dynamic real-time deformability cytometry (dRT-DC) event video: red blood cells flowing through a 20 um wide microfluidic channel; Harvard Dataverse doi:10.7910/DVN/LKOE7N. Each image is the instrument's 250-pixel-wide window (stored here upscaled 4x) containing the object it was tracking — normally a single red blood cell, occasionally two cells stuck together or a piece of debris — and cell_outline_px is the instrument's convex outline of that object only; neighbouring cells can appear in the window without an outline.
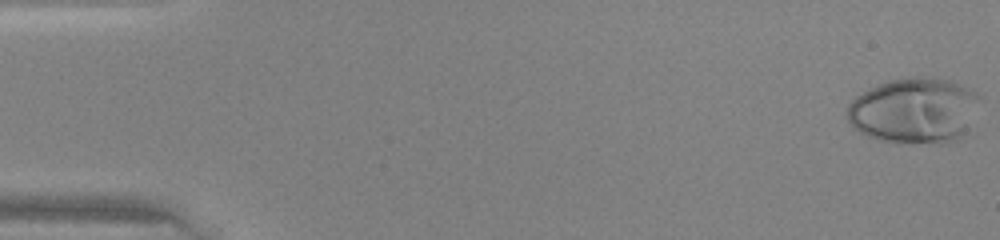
{"species": "human", "species_latin": "Homo sapiens", "temperature_condition": "warm", "stored_images_in_passage": 47, "camera_frame_rate_fps": 3000, "um_per_image_px": 0.085, "donor": {"sex": "female"}, "frame": {"image": 1, "passage_image": 1, "time_ms": 0.0, "image_size_px": [1000, 240], "cell_outline_px": [[980, 96], [976, 136], [948, 144], [896, 144], [880, 140], [868, 136], [852, 128], [848, 120], [848, 104], [856, 96], [888, 80], [916, 76], [928, 76], [948, 80], [972, 88]], "centroid_in_image_um": [77.9, 9.47], "position_along_channel_um": 7.1, "area_um2": 53.35}}
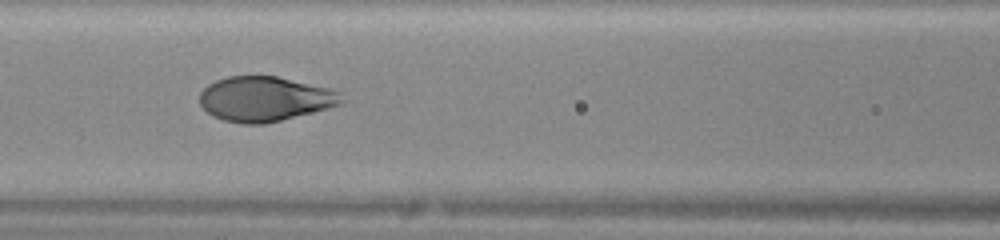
{"frame": {"image": 2, "passage_image": 21, "time_ms": 6.667, "image_size_px": [1000, 240], "cell_outline_px": [[344, 100], [340, 104], [328, 108], [264, 124], [240, 124], [224, 120], [212, 116], [200, 104], [200, 92], [208, 84], [216, 80], [228, 76], [276, 76], [328, 88], [340, 92]], "centroid_in_image_um": [22.48, 8.41], "position_along_channel_um": 144.1, "area_um2": 36.82}}
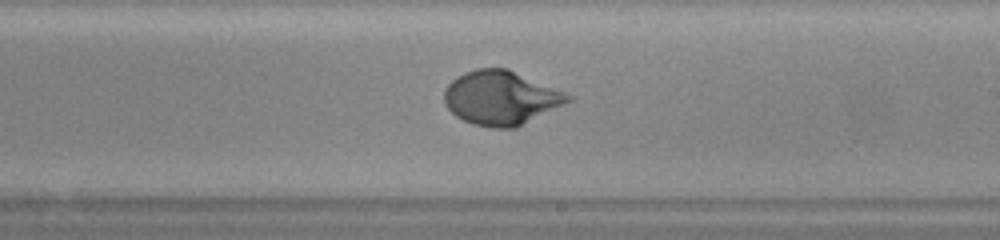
{"frame": {"image": 3, "passage_image": 28, "time_ms": 9.0, "image_size_px": [1000, 240], "cell_outline_px": [[576, 96], [572, 100], [516, 128], [492, 128], [472, 124], [456, 116], [444, 104], [444, 88], [456, 76], [464, 72], [476, 68], [508, 68]], "centroid_in_image_um": [42.59, 8.31], "position_along_channel_um": 246.4, "area_um2": 39.3}}